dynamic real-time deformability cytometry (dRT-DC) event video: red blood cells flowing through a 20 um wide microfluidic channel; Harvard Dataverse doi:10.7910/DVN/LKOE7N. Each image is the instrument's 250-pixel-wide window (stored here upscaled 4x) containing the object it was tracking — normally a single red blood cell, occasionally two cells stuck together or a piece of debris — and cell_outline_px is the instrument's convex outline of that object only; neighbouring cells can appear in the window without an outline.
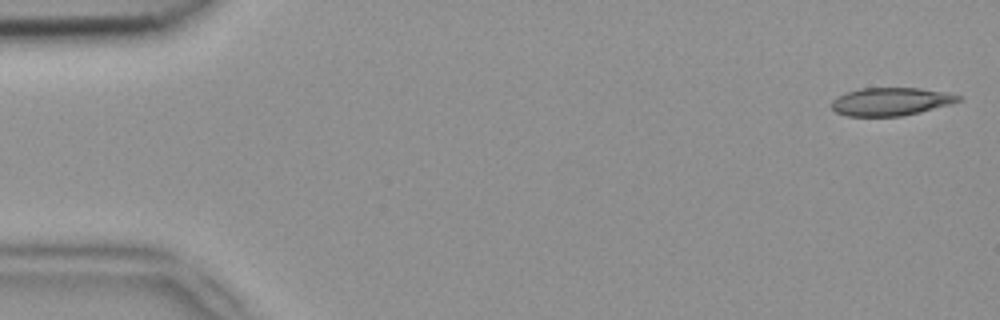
{"species": "common noctule bat (a hibernating species)", "species_latin": "Nyctalus noctula", "temperature_condition": "room temperature", "stored_images_in_passage": 51, "camera_frame_rate_fps": 3000, "um_per_image_px": 0.085, "animal": {"sex": "female", "body_mass_g": 18.4}, "frame": {"image": 1, "passage_image": 1, "time_ms": 0.0, "image_size_px": [1000, 320], "cell_outline_px": [[964, 100], [920, 112], [900, 116], [848, 116], [836, 112], [832, 108], [832, 100], [848, 92], [860, 88], [920, 88], [964, 96]], "centroid_in_image_um": [75.75, 8.63], "position_along_channel_um": 9.2, "area_um2": 20.52}}
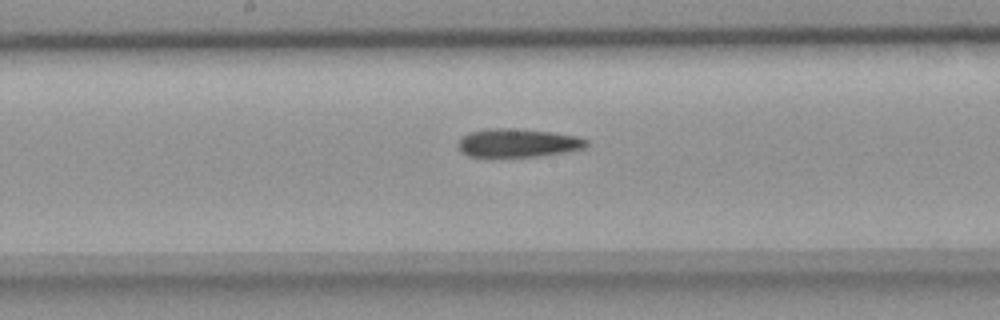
{"frame": {"image": 2, "passage_image": 26, "time_ms": 8.333, "image_size_px": [1000, 320], "cell_outline_px": [[588, 144], [584, 148], [564, 152], [536, 156], [492, 160], [488, 160], [468, 156], [460, 152], [456, 144], [464, 136], [472, 132], [484, 128], [512, 128], [552, 132], [576, 136], [588, 140]], "centroid_in_image_um": [43.92, 12.2], "position_along_channel_um": 204.3, "area_um2": 22.14}}
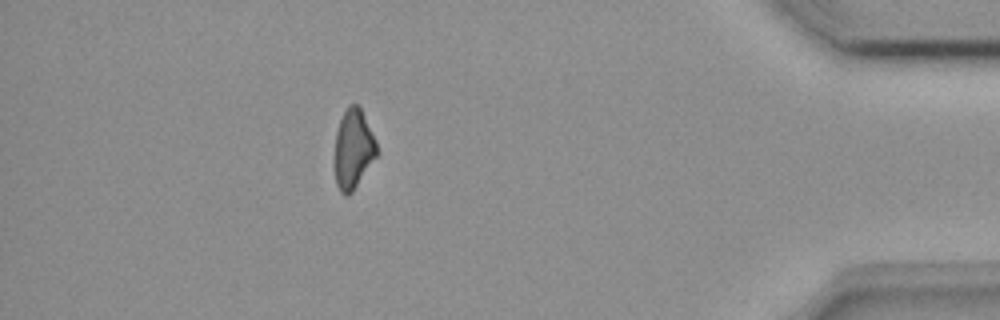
{"frame": {"image": 3, "passage_image": 45, "time_ms": 14.667, "image_size_px": [1000, 320], "cell_outline_px": [[380, 152], [352, 192], [348, 196], [344, 196], [340, 192], [336, 184], [332, 164], [336, 132], [340, 120], [348, 104], [356, 104], [360, 108], [376, 140]], "centroid_in_image_um": [30.0, 12.72], "position_along_channel_um": 405.2, "area_um2": 20.11}}